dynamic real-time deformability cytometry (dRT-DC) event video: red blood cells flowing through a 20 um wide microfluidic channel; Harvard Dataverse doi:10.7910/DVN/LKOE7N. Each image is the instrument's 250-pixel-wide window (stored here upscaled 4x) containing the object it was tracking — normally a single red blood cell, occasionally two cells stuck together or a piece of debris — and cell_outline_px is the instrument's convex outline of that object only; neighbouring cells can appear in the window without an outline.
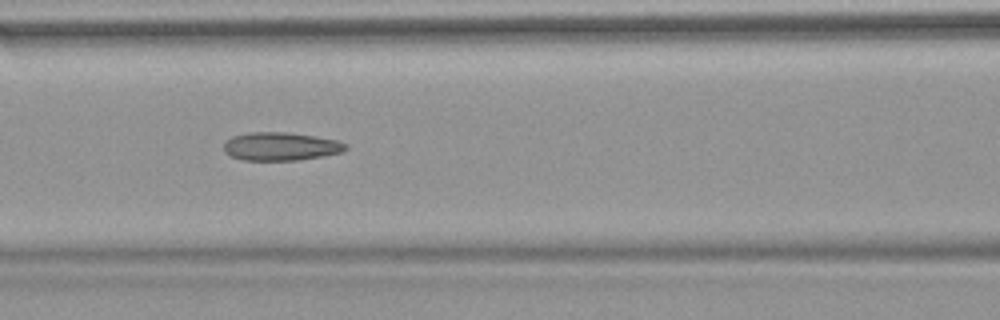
{"species": "common noctule bat (a hibernating species)", "species_latin": "Nyctalus noctula", "temperature_condition": "warm", "stored_images_in_passage": 53, "camera_frame_rate_fps": 3000, "um_per_image_px": 0.085, "animal": {"sex": "female", "body_mass_g": 18.4}, "frame": {"image": 1, "passage_image": 23, "time_ms": 7.333, "image_size_px": [1000, 320], "cell_outline_px": [[348, 148], [344, 152], [324, 156], [300, 160], [244, 160], [228, 156], [224, 152], [224, 140], [232, 136], [248, 132], [284, 132], [316, 136], [336, 140], [348, 144]], "centroid_in_image_um": [23.85, 12.45], "position_along_channel_um": 142.7, "area_um2": 20.4}, "authors_computed_cell_mechanics": {"area_um2": 20.4034, "velocity_mm_per_s": 3.836, "shape_relaxation_time_tau1_ms": null, "shape_relaxation_time_tau2_ms": 2.5761, "deformation_change_tau1": null, "deformation_change_tau2": 0.1254}}